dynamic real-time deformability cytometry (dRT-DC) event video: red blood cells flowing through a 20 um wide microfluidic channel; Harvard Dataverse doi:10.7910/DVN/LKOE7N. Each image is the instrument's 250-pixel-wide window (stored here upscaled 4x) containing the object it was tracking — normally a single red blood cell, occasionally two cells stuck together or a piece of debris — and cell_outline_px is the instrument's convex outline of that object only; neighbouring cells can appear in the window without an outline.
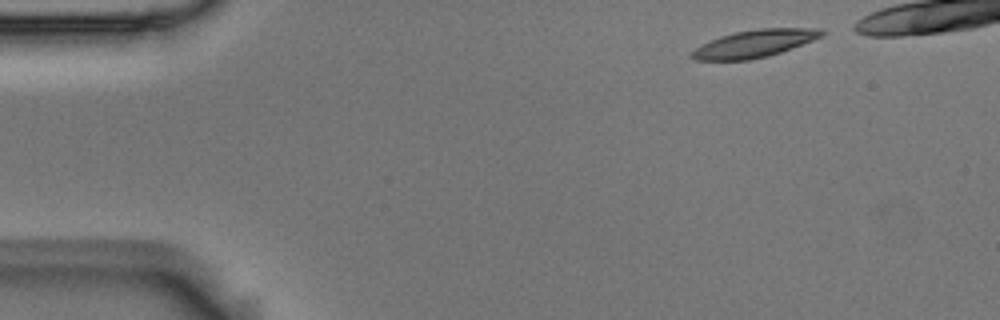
{"species": "Egyptian fruit bat (a non-hibernating species)", "species_latin": "Rousettus aegyptiacus", "temperature_condition": "room temperature", "stored_images_in_passage": 4, "camera_frame_rate_fps": 3000, "um_per_image_px": 0.085, "animal": {"sex": "male"}, "frame": {"image": 1, "passage_image": 1, "time_ms": 0.0, "image_size_px": [1000, 320], "cell_outline_px": [[824, 36], [792, 48], [768, 56], [748, 60], [696, 60], [692, 56], [692, 52], [696, 48], [720, 36], [736, 32], [756, 28], [824, 28]], "centroid_in_image_um": [64.21, 3.69], "position_along_channel_um": 20.8, "area_um2": 20.58}}